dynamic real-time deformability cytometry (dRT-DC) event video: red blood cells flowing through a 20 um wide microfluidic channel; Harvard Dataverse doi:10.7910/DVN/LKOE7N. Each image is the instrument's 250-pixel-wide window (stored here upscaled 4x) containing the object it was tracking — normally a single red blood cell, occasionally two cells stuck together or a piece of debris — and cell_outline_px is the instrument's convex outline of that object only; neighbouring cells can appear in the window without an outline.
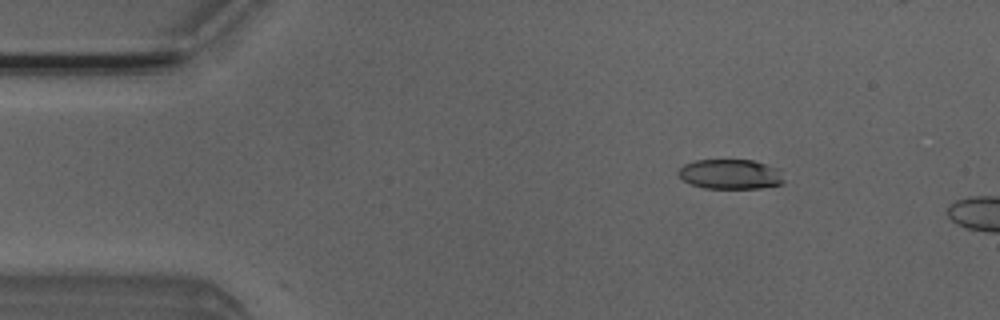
{"species": "Egyptian fruit bat (a non-hibernating species)", "species_latin": "Rousettus aegyptiacus", "temperature_condition": "room temperature", "stored_images_in_passage": 14, "camera_frame_rate_fps": 3000, "um_per_image_px": 0.085, "animal": {"sex": "male"}, "frame": {"image": 1, "passage_image": 7, "time_ms": 2.0, "image_size_px": [1000, 320], "cell_outline_px": [[784, 184], [760, 188], [704, 188], [680, 180], [676, 172], [684, 164], [696, 160], [752, 160], [776, 168], [784, 180]], "centroid_in_image_um": [62.03, 14.81], "position_along_channel_um": 23.0, "area_um2": 18.32}}